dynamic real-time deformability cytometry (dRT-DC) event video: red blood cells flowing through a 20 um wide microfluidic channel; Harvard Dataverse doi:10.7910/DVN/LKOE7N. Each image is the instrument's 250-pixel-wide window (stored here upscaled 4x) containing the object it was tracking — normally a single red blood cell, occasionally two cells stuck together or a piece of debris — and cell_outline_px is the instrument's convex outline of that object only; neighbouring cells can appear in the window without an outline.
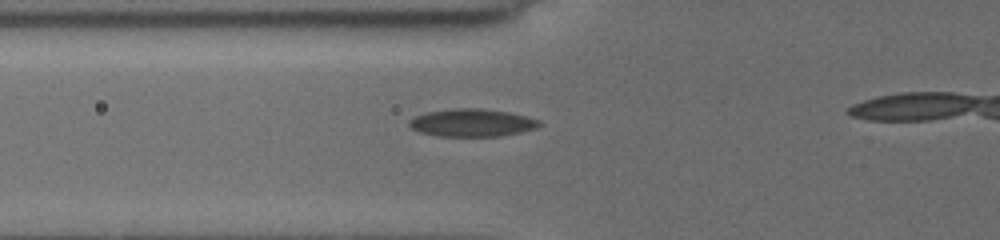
{"species": "common noctule bat (a hibernating species)", "species_latin": "Nyctalus noctula", "temperature_condition": "cold", "stored_images_in_passage": 6, "camera_frame_rate_fps": 3000, "um_per_image_px": 0.085, "animal": {"sex": "female", "body_mass_g": 19.5, "forearm_length_mm": 54.1}, "frame": {"image": 1, "passage_image": 5, "time_ms": 3.667, "image_size_px": [1000, 240], "cell_outline_px": [[540, 124], [536, 128], [520, 132], [496, 136], [440, 136], [420, 132], [412, 128], [408, 124], [408, 120], [416, 116], [428, 112], [456, 108], [480, 108], [508, 112], [528, 116], [540, 120]], "centroid_in_image_um": [40.12, 10.43], "position_along_channel_um": 85.7, "area_um2": 20.81}}